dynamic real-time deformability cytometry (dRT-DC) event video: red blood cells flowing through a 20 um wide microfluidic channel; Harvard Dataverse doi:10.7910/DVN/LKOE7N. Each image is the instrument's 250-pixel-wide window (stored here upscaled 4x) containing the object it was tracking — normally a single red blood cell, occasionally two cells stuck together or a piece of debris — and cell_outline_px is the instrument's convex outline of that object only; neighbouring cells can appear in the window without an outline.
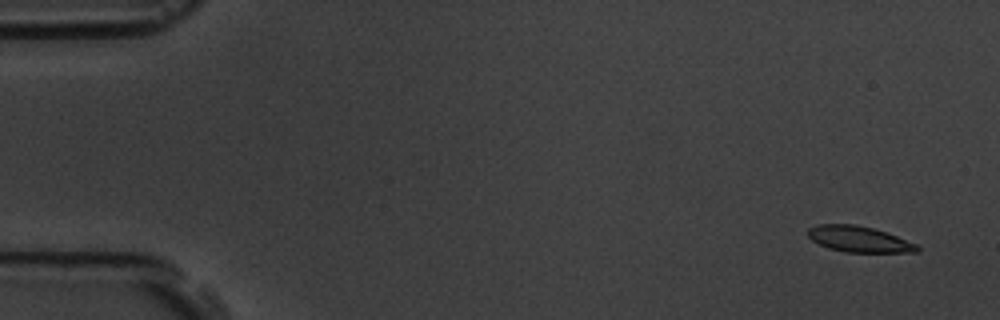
{"species": "common noctule bat (a hibernating species)", "species_latin": "Nyctalus noctula", "temperature_condition": "room temperature", "stored_images_in_passage": 5, "camera_frame_rate_fps": 3000, "um_per_image_px": 0.085, "animal": {"sex": "male", "body_mass_g": 19.5, "forearm_length_mm": 54.6}, "frame": {"image": 1, "passage_image": 1, "time_ms": 0.0, "image_size_px": [1000, 320], "cell_outline_px": [[920, 252], [844, 252], [828, 248], [812, 240], [808, 236], [808, 228], [816, 224], [856, 224], [872, 228], [896, 236], [916, 244], [920, 248]], "centroid_in_image_um": [72.99, 20.33], "position_along_channel_um": 12.0, "area_um2": 16.42}}
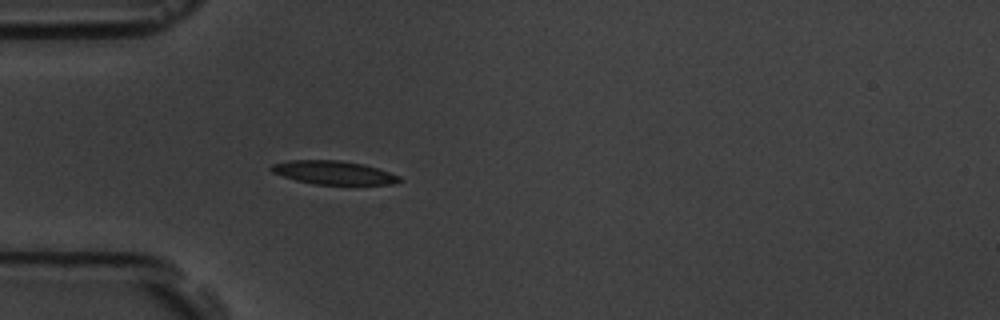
{"frame": {"image": 2, "passage_image": 5, "time_ms": 4.667, "image_size_px": [1000, 320], "cell_outline_px": [[404, 180], [392, 184], [356, 188], [316, 184], [296, 180], [272, 172], [268, 168], [272, 164], [288, 160], [340, 160], [364, 164], [400, 176]], "centroid_in_image_um": [28.45, 14.73], "position_along_channel_um": 56.6, "area_um2": 18.55}}